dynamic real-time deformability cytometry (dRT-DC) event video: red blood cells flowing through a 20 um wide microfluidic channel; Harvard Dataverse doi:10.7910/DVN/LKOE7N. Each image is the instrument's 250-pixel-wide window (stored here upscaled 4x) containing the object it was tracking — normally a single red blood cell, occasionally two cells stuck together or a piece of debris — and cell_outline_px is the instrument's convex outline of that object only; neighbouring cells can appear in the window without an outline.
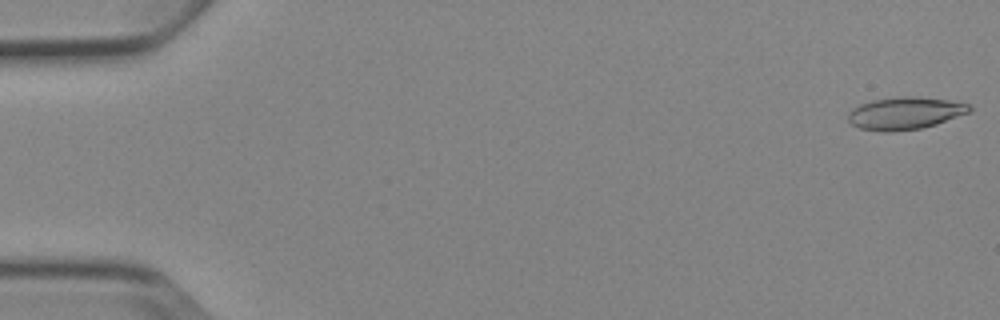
{"species": "Egyptian fruit bat (a non-hibernating species)", "species_latin": "Rousettus aegyptiacus", "temperature_condition": "cold", "stored_images_in_passage": 4, "camera_frame_rate_fps": 3000, "um_per_image_px": 0.085, "animal": {"sex": "female"}, "frame": {"image": 1, "passage_image": 1, "time_ms": 0.0, "image_size_px": [1000, 320], "cell_outline_px": [[972, 112], [936, 124], [920, 128], [892, 132], [884, 132], [860, 128], [852, 124], [848, 120], [848, 112], [852, 108], [860, 104], [872, 100], [900, 96], [916, 96], [948, 100], [972, 104]], "centroid_in_image_um": [76.95, 9.61], "position_along_channel_um": 8.0, "area_um2": 23.12}}